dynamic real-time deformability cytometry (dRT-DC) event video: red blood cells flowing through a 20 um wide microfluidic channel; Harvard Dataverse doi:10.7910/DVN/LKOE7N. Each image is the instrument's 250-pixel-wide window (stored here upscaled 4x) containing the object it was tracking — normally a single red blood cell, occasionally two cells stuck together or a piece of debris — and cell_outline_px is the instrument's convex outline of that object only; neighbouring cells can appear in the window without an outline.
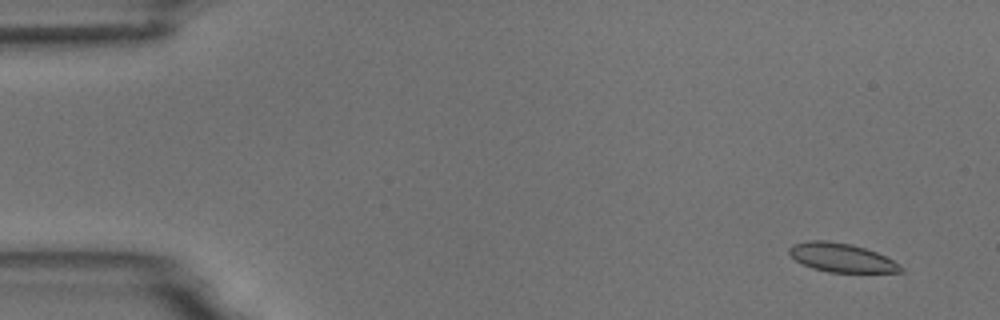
{"species": "common noctule bat (a hibernating species)", "species_latin": "Nyctalus noctula", "temperature_condition": "room temperature", "stored_images_in_passage": 5, "camera_frame_rate_fps": 3000, "um_per_image_px": 0.085, "animal": {"sex": "male", "body_mass_g": 18.8}, "frame": {"image": 1, "passage_image": 1, "time_ms": 0.0, "image_size_px": [1000, 320], "cell_outline_px": [[904, 272], [828, 272], [812, 268], [796, 260], [788, 252], [788, 248], [792, 244], [808, 240], [828, 240], [852, 244], [876, 252], [892, 260], [904, 268]], "centroid_in_image_um": [71.5, 21.89], "position_along_channel_um": 13.5, "area_um2": 18.67}}
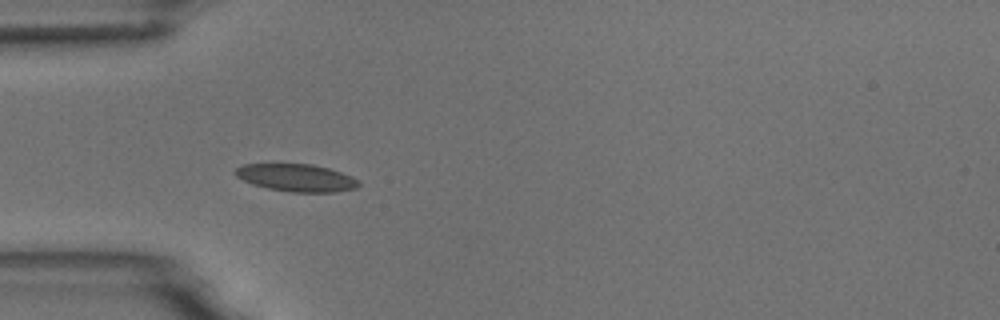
{"frame": {"image": 2, "passage_image": 5, "time_ms": 4.333, "image_size_px": [1000, 320], "cell_outline_px": [[360, 184], [356, 188], [336, 192], [292, 192], [268, 188], [252, 184], [236, 176], [232, 172], [236, 168], [244, 164], [312, 164], [328, 168], [352, 176], [360, 180]], "centroid_in_image_um": [25.21, 15.11], "position_along_channel_um": 59.8, "area_um2": 19.77}}